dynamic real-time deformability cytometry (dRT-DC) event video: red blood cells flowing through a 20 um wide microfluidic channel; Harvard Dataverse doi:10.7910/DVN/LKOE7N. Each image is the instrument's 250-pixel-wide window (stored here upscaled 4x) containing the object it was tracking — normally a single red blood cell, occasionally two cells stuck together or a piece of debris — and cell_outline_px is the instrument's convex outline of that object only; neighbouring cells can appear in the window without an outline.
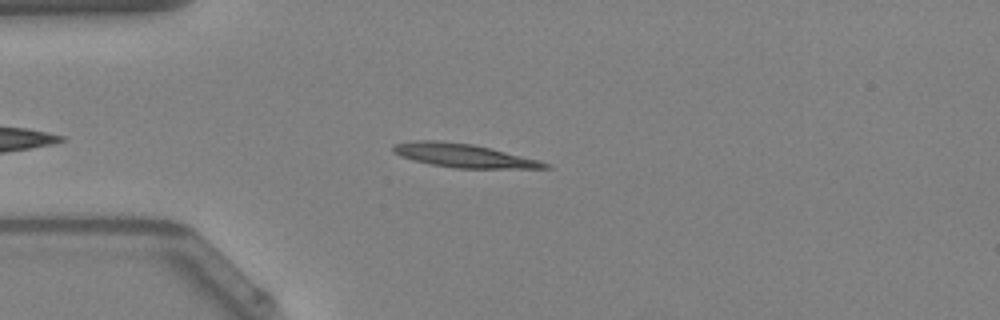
{"species": "Egyptian fruit bat (a non-hibernating species)", "species_latin": "Rousettus aegyptiacus", "temperature_condition": "warm", "stored_images_in_passage": 35, "camera_frame_rate_fps": 3000, "um_per_image_px": 0.085, "animal": {"sex": "female"}, "frame": {"image": 1, "passage_image": 6, "time_ms": 1.667, "image_size_px": [1000, 320], "cell_outline_px": [[552, 168], [456, 168], [432, 164], [400, 156], [392, 152], [392, 144], [416, 140], [436, 140], [472, 144], [540, 160], [552, 164]], "centroid_in_image_um": [39.41, 13.22], "position_along_channel_um": 45.6, "area_um2": 20.69}}
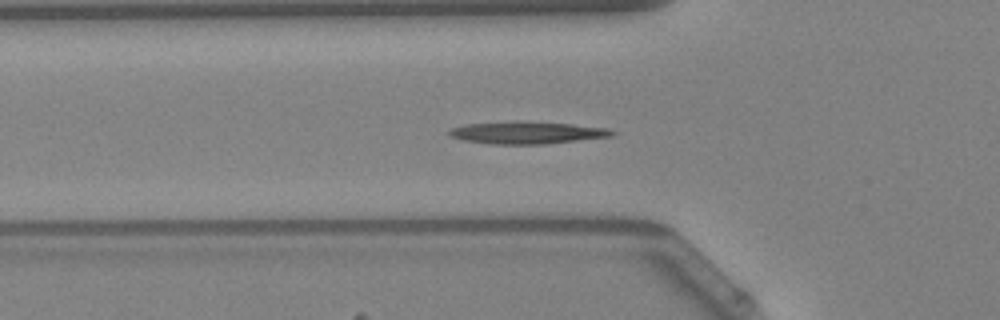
{"frame": {"image": 2, "passage_image": 10, "time_ms": 3.0, "image_size_px": [1000, 320], "cell_outline_px": [[616, 132], [612, 136], [544, 144], [492, 144], [464, 140], [448, 136], [448, 132], [452, 128], [468, 124], [572, 124], [608, 128]], "centroid_in_image_um": [44.83, 11.33], "position_along_channel_um": 81.0, "area_um2": 19.65}}
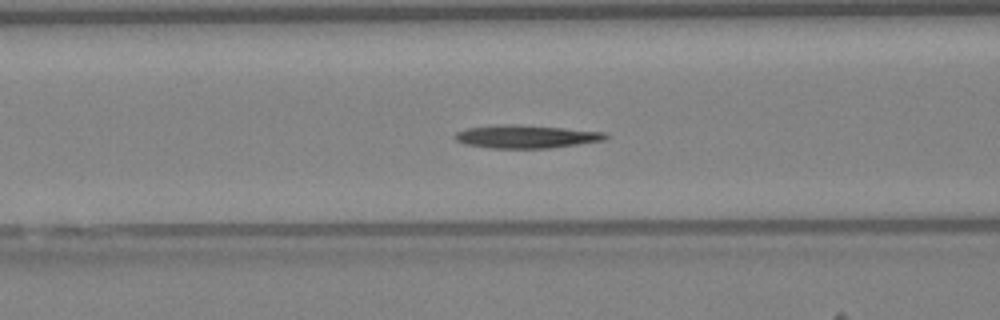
{"frame": {"image": 3, "passage_image": 13, "time_ms": 4.0, "image_size_px": [1000, 320], "cell_outline_px": [[608, 136], [604, 140], [552, 148], [488, 148], [464, 144], [456, 140], [452, 136], [456, 132], [468, 128], [500, 124], [504, 124], [564, 128], [604, 132]], "centroid_in_image_um": [44.67, 11.62], "position_along_channel_um": 121.9, "area_um2": 20.11}, "authors_computed_cell_mechanics": {"area_um2": 19.652, "velocity_mm_per_s": 4.0519, "shape_relaxation_time_tau1_ms": 9.8523, "shape_relaxation_time_tau2_ms": null, "deformation_change_tau1": 0.267, "deformation_change_tau2": null}}